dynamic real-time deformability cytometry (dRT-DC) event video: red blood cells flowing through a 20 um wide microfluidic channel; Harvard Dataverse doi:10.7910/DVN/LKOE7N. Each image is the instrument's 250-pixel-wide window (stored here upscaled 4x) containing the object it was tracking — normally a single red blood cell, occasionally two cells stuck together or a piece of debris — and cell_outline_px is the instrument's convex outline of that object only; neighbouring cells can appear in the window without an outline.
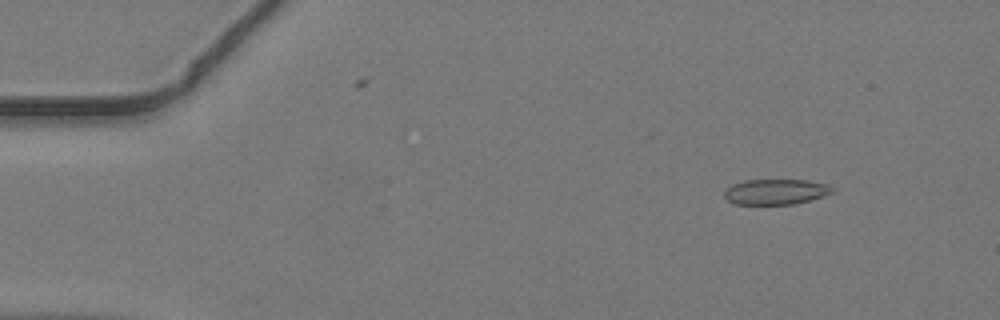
{"species": "common noctule bat (a hibernating species)", "species_latin": "Nyctalus noctula", "temperature_condition": "warm", "stored_images_in_passage": 48, "camera_frame_rate_fps": 3000, "um_per_image_px": 0.085, "animal": {"sex": "male", "body_mass_g": 19.2, "forearm_length_mm": 51.8}, "frame": {"image": 1, "passage_image": 6, "time_ms": 1.667, "image_size_px": [1000, 320], "cell_outline_px": [[836, 188], [832, 192], [812, 200], [796, 204], [732, 204], [724, 200], [724, 192], [732, 184], [744, 180], [808, 180], [828, 184]], "centroid_in_image_um": [65.93, 16.3], "position_along_channel_um": 19.1, "area_um2": 16.24}}
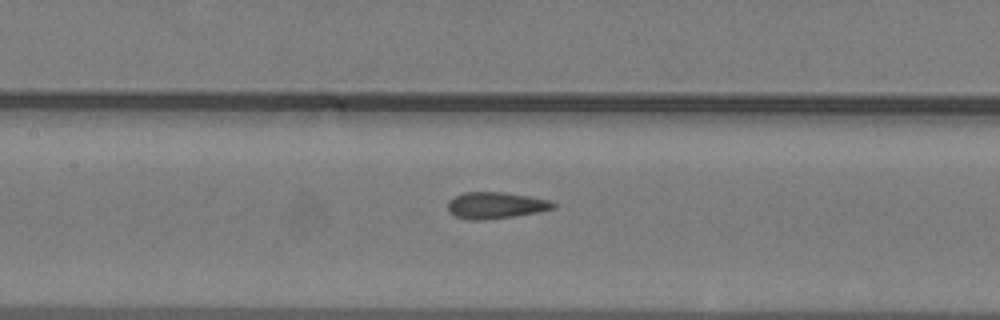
{"frame": {"image": 2, "passage_image": 23, "time_ms": 7.333, "image_size_px": [1000, 320], "cell_outline_px": [[556, 208], [536, 212], [512, 216], [484, 220], [468, 220], [456, 216], [448, 212], [448, 200], [464, 192], [504, 192], [528, 196], [548, 200], [556, 204]], "centroid_in_image_um": [42.1, 17.45], "position_along_channel_um": 165.3, "area_um2": 16.18}}
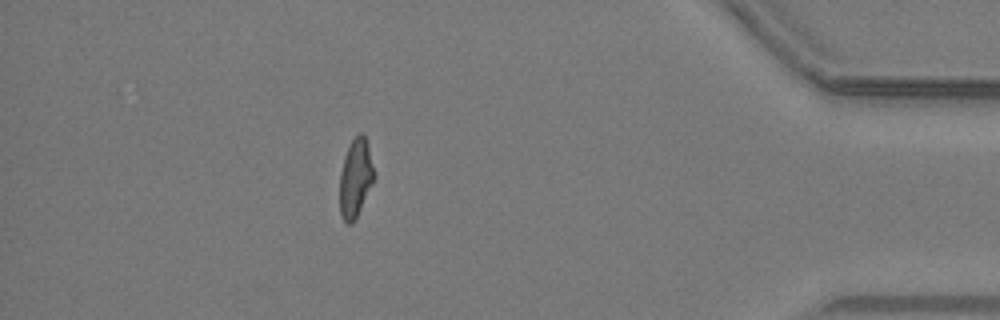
{"frame": {"image": 3, "passage_image": 43, "time_ms": 14.0, "image_size_px": [1000, 320], "cell_outline_px": [[376, 176], [352, 224], [348, 224], [340, 216], [340, 172], [344, 156], [352, 140], [360, 132], [364, 132]], "centroid_in_image_um": [30.22, 15.11], "position_along_channel_um": 405.0, "area_um2": 15.55}}